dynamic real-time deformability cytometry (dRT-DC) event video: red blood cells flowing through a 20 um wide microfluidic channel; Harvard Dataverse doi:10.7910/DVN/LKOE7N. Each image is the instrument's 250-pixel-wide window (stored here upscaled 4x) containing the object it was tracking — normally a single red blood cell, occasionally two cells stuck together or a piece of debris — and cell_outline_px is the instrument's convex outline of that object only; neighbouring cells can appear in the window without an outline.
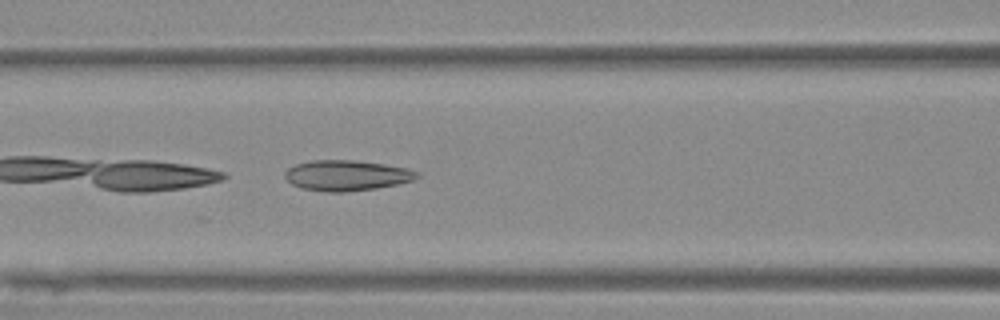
{"species": "Egyptian fruit bat (a non-hibernating species)", "species_latin": "Rousettus aegyptiacus", "temperature_condition": "warm", "stored_images_in_passage": 6, "camera_frame_rate_fps": 3000, "um_per_image_px": 0.085, "animal": {"sex": "female"}, "frame": {"image": 1, "passage_image": 6, "time_ms": 7.333, "image_size_px": [1000, 320], "cell_outline_px": [[420, 176], [412, 180], [396, 184], [376, 188], [344, 192], [328, 192], [300, 188], [292, 184], [284, 176], [284, 172], [288, 168], [296, 164], [312, 160], [352, 160], [384, 164], [404, 168], [420, 172]], "centroid_in_image_um": [29.44, 14.91], "position_along_channel_um": 137.2, "area_um2": 23.35}}